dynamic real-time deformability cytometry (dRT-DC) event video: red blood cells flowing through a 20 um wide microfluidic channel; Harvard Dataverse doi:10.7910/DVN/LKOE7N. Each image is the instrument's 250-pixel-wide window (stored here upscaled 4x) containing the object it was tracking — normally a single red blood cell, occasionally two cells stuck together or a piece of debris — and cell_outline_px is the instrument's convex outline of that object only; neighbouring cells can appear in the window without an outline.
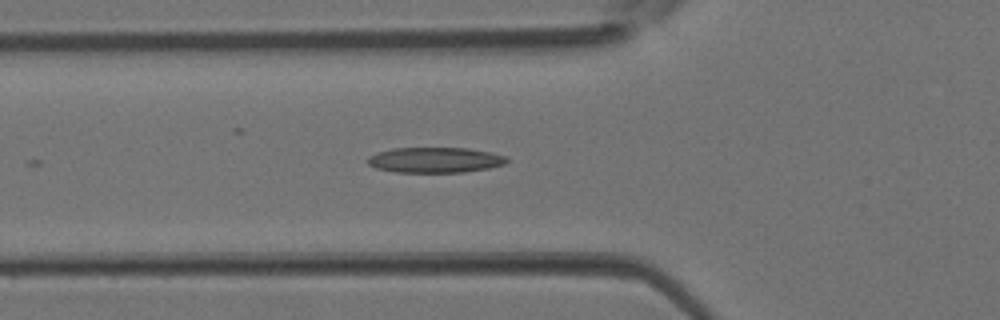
{"species": "Egyptian fruit bat (a non-hibernating species)", "species_latin": "Rousettus aegyptiacus", "temperature_condition": "room temperature", "stored_images_in_passage": 3, "camera_frame_rate_fps": 3000, "um_per_image_px": 0.085, "animal": {"sex": "female"}, "frame": {"image": 1, "passage_image": 3, "time_ms": 0.667, "image_size_px": [1000, 320], "cell_outline_px": [[508, 160], [504, 164], [488, 168], [464, 172], [396, 172], [376, 168], [368, 164], [368, 156], [376, 152], [392, 148], [468, 148], [492, 152], [508, 156]], "centroid_in_image_um": [36.99, 13.59], "position_along_channel_um": 88.8, "area_um2": 20.69}}